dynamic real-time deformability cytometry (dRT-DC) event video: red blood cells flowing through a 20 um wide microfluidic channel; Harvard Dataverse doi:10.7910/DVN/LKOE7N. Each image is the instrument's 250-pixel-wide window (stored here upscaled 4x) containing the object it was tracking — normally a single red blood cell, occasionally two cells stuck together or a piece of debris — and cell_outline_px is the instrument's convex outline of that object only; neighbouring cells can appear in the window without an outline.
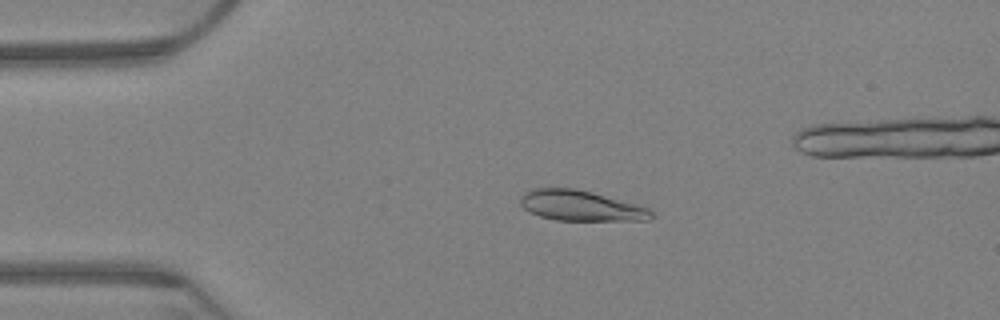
{"species": "Egyptian fruit bat (a non-hibernating species)", "species_latin": "Rousettus aegyptiacus", "temperature_condition": "warm", "stored_images_in_passage": 65, "camera_frame_rate_fps": 3000, "um_per_image_px": 0.085, "animal": {"sex": "female"}, "frame": {"image": 1, "passage_image": 14, "time_ms": 4.333, "image_size_px": [1000, 320], "cell_outline_px": [[656, 216], [648, 220], [556, 220], [540, 216], [524, 208], [520, 204], [520, 196], [524, 192], [532, 188], [576, 188], [592, 192], [648, 208]], "centroid_in_image_um": [49.34, 17.48], "position_along_channel_um": 35.7, "area_um2": 23.0}}
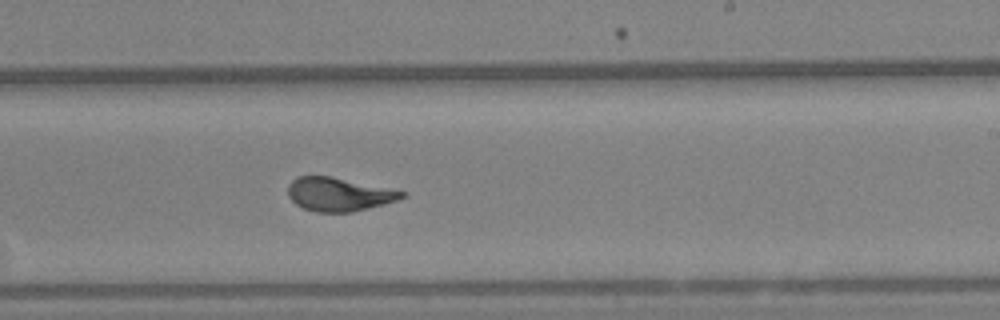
{"frame": {"image": 2, "passage_image": 39, "time_ms": 12.667, "image_size_px": [1000, 320], "cell_outline_px": [[408, 196], [396, 200], [352, 212], [316, 212], [304, 208], [296, 204], [288, 196], [288, 184], [296, 176], [332, 176], [408, 192]], "centroid_in_image_um": [28.79, 16.5], "position_along_channel_um": 260.2, "area_um2": 22.25}}
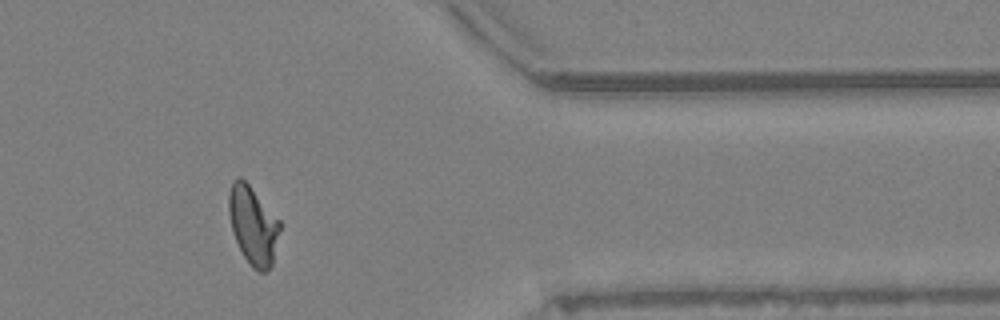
{"frame": {"image": 3, "passage_image": 53, "time_ms": 17.333, "image_size_px": [1000, 320], "cell_outline_px": [[280, 228], [272, 264], [264, 272], [260, 272], [252, 268], [244, 256], [232, 232], [228, 212], [228, 192], [236, 176], [240, 176], [248, 184], [280, 220]], "centroid_in_image_um": [21.49, 19.13], "position_along_channel_um": 389.9, "area_um2": 23.06}}